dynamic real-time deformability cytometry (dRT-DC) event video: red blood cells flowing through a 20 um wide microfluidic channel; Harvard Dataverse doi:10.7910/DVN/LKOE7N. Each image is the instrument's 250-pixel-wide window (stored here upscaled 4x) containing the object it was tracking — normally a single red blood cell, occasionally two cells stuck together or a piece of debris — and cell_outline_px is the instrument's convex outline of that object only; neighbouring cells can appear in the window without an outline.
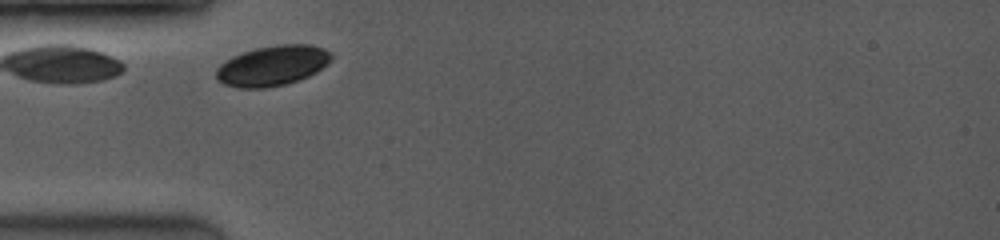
{"species": "common noctule bat (a hibernating species)", "species_latin": "Nyctalus noctula", "temperature_condition": "room temperature", "stored_images_in_passage": 9, "camera_frame_rate_fps": 3500, "um_per_image_px": 0.085, "animal": {"sex": "female", "body_mass_g": 19.0, "forearm_length_mm": 53.3}, "frame": {"image": 1, "passage_image": 2, "time_ms": 0.286, "image_size_px": [1000, 240], "cell_outline_px": [[332, 60], [328, 64], [316, 72], [308, 76], [284, 84], [264, 88], [240, 88], [224, 84], [216, 76], [216, 68], [220, 64], [232, 56], [256, 48], [280, 44], [308, 44], [324, 48], [332, 52]], "centroid_in_image_um": [23.18, 5.57], "position_along_channel_um": 61.8, "area_um2": 26.88}}
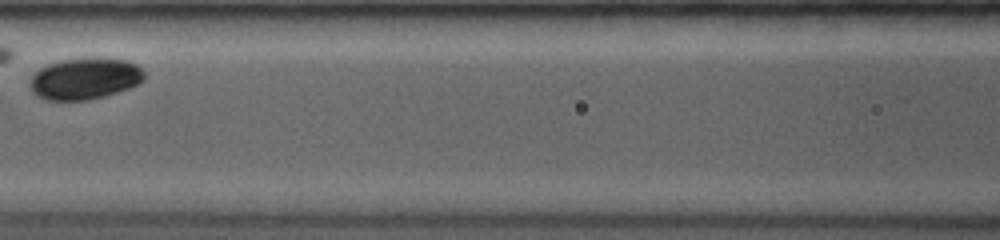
{"frame": {"image": 2, "passage_image": 8, "time_ms": 2.857, "image_size_px": [1000, 240], "cell_outline_px": [[144, 80], [140, 84], [104, 96], [84, 100], [48, 100], [36, 96], [32, 92], [32, 76], [40, 68], [48, 64], [64, 60], [96, 56], [128, 60], [136, 64], [144, 72]], "centroid_in_image_um": [7.25, 6.66], "position_along_channel_um": 159.3, "area_um2": 27.69}}